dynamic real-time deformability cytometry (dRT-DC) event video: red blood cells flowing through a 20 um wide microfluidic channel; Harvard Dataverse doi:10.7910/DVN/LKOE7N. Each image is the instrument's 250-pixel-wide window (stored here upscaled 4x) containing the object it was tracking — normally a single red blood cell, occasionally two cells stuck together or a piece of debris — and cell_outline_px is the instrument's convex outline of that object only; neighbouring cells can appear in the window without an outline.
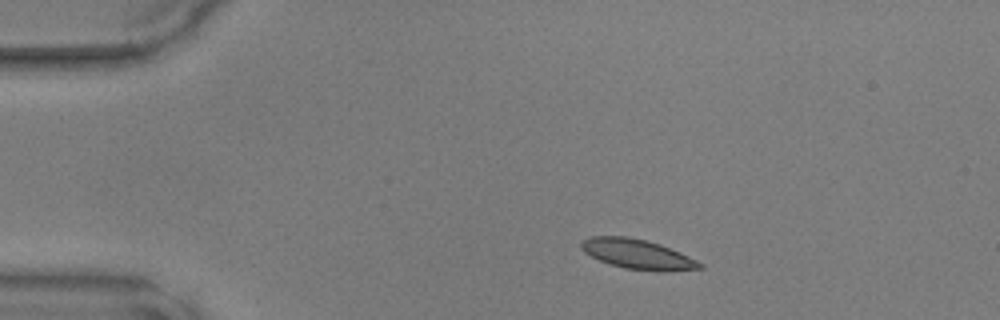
{"species": "common noctule bat (a hibernating species)", "species_latin": "Nyctalus noctula", "temperature_condition": "warm", "stored_images_in_passage": 27, "camera_frame_rate_fps": 3000, "um_per_image_px": 0.085, "animal": {"sex": "male", "body_mass_g": 17.9, "forearm_length_mm": 54.2}, "frame": {"image": 1, "passage_image": 1, "time_ms": 0.0, "image_size_px": [1000, 320], "cell_outline_px": [[704, 268], [668, 272], [660, 272], [624, 268], [608, 264], [584, 252], [580, 248], [580, 244], [588, 236], [624, 236], [644, 240], [660, 244], [688, 256], [704, 264]], "centroid_in_image_um": [54.2, 21.62], "position_along_channel_um": 30.8, "area_um2": 20.63}}
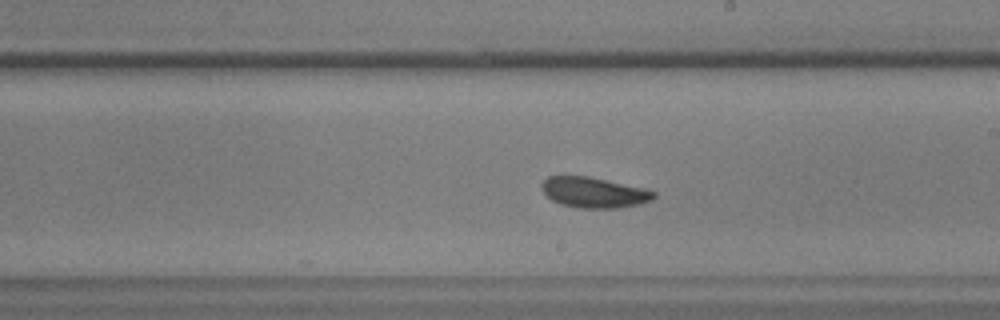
{"frame": {"image": 2, "passage_image": 20, "time_ms": 6.333, "image_size_px": [1000, 320], "cell_outline_px": [[656, 196], [652, 200], [636, 204], [616, 208], [580, 208], [560, 204], [552, 200], [540, 188], [540, 184], [548, 176], [588, 176], [644, 188], [656, 192]], "centroid_in_image_um": [50.46, 16.35], "position_along_channel_um": 238.5, "area_um2": 19.83}}
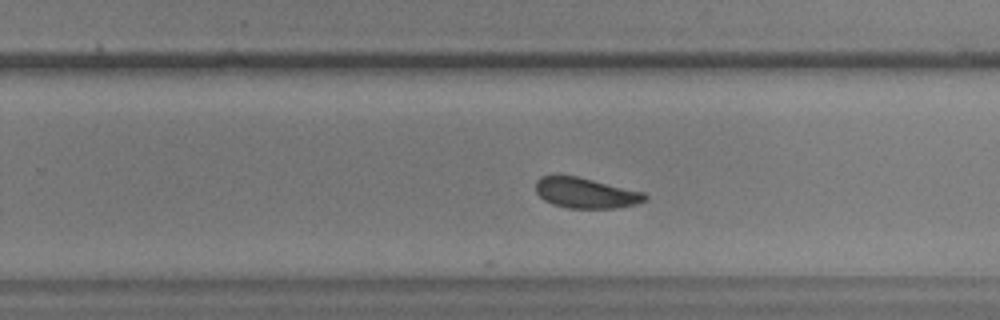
{"frame": {"image": 3, "passage_image": 23, "time_ms": 7.333, "image_size_px": [1000, 320], "cell_outline_px": [[648, 196], [644, 200], [636, 204], [616, 208], [568, 208], [552, 204], [544, 200], [536, 192], [536, 180], [540, 176], [576, 176], [644, 192]], "centroid_in_image_um": [49.77, 16.41], "position_along_channel_um": 280.0, "area_um2": 19.19}}